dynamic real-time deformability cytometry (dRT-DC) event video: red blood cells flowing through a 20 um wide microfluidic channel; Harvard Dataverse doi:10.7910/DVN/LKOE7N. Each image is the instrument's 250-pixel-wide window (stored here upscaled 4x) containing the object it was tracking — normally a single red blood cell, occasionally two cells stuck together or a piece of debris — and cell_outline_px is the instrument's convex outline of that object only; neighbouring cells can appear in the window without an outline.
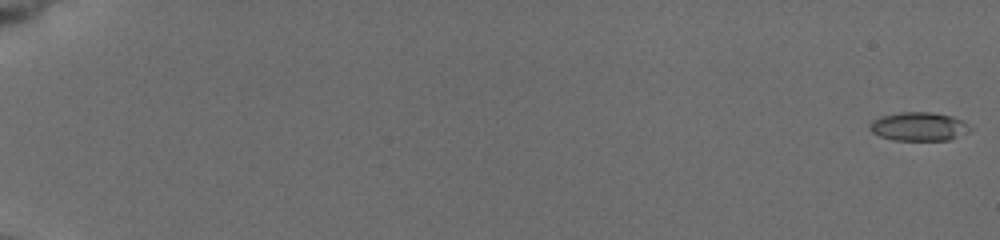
{"species": "common noctule bat (a hibernating species)", "species_latin": "Nyctalus noctula", "temperature_condition": "cold", "stored_images_in_passage": 56, "camera_frame_rate_fps": 3000, "um_per_image_px": 0.085, "animal": {"sex": "female", "body_mass_g": 19.5, "forearm_length_mm": 54.1}, "frame": {"image": 1, "passage_image": 1, "time_ms": 0.0, "image_size_px": [1000, 240], "cell_outline_px": [[964, 128], [956, 136], [948, 140], [892, 140], [880, 136], [872, 132], [868, 128], [868, 124], [872, 120], [880, 116], [900, 112], [932, 112], [952, 116], [964, 120]], "centroid_in_image_um": [77.93, 10.74], "position_along_channel_um": 7.1, "area_um2": 16.3}}
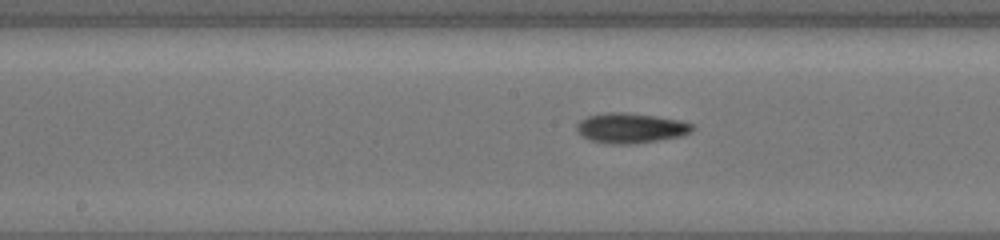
{"frame": {"image": 2, "passage_image": 32, "time_ms": 10.333, "image_size_px": [1000, 240], "cell_outline_px": [[696, 128], [680, 136], [656, 140], [628, 144], [612, 144], [592, 140], [584, 136], [576, 128], [576, 124], [580, 120], [588, 116], [608, 112], [624, 112], [656, 116], [680, 120], [692, 124]], "centroid_in_image_um": [53.61, 10.87], "position_along_channel_um": 194.6, "area_um2": 19.88}}
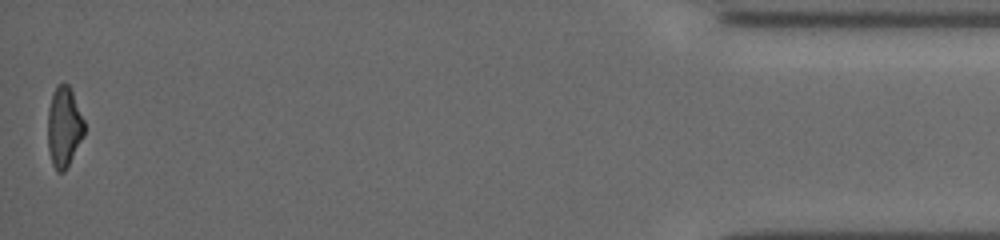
{"frame": {"image": 3, "passage_image": 56, "time_ms": 18.333, "image_size_px": [1000, 240], "cell_outline_px": [[84, 136], [64, 172], [56, 172], [52, 164], [48, 148], [48, 108], [52, 92], [56, 84], [68, 84], [72, 92], [84, 120]], "centroid_in_image_um": [5.42, 10.79], "position_along_channel_um": 429.8, "area_um2": 17.11}, "authors_computed_cell_mechanics": {"area_um2": 17.5712, "velocity_mm_per_s": 3.8804, "shape_relaxation_time_tau1_ms": 4.0814, "shape_relaxation_time_tau2_ms": null, "deformation_change_tau1": 0.1544, "deformation_change_tau2": null}}